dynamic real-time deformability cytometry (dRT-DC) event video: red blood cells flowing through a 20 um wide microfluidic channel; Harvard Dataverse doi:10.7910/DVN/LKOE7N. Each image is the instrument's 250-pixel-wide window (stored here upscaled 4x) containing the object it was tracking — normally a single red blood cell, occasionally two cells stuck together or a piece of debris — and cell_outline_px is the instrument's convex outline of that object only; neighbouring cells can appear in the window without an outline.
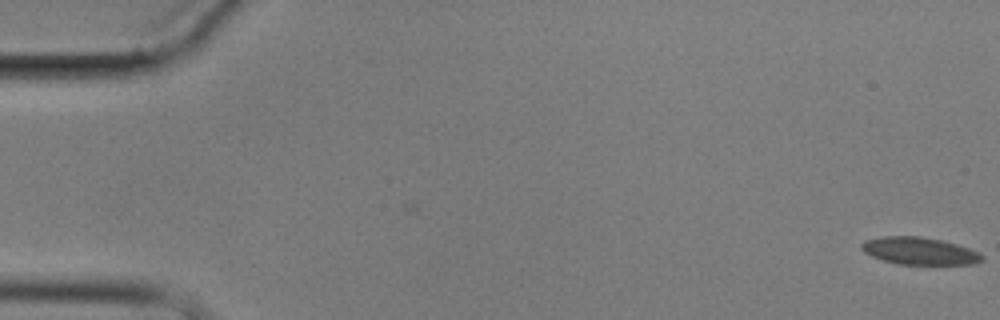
{"species": "common noctule bat (a hibernating species)", "species_latin": "Nyctalus noctula", "temperature_condition": "cold", "stored_images_in_passage": 5, "camera_frame_rate_fps": 3000, "um_per_image_px": 0.085, "animal": {"sex": "male", "body_mass_g": 17.9}, "frame": {"image": 1, "passage_image": 1, "time_ms": 0.0, "image_size_px": [1000, 320], "cell_outline_px": [[984, 260], [972, 264], [896, 264], [872, 256], [864, 252], [860, 248], [860, 244], [864, 240], [880, 236], [920, 236], [940, 240], [956, 244], [980, 252], [984, 256]], "centroid_in_image_um": [78.13, 21.32], "position_along_channel_um": 6.9, "area_um2": 19.25}}
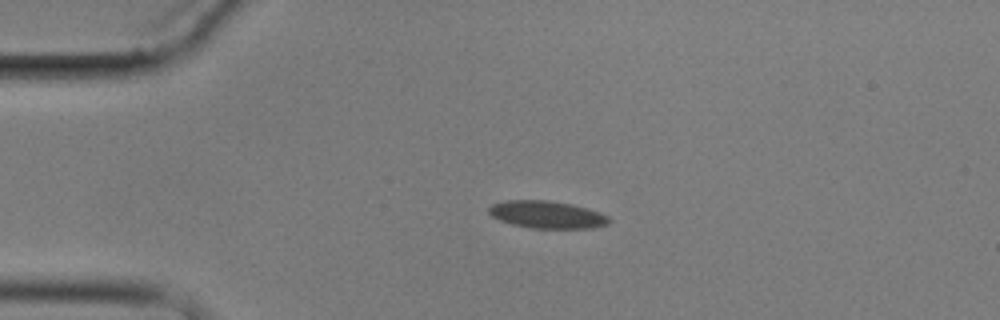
{"frame": {"image": 2, "passage_image": 4, "time_ms": 4.333, "image_size_px": [1000, 320], "cell_outline_px": [[612, 220], [608, 224], [592, 228], [532, 228], [512, 224], [500, 220], [492, 216], [488, 212], [488, 208], [492, 204], [504, 200], [548, 200], [572, 204], [588, 208], [600, 212], [608, 216]], "centroid_in_image_um": [46.51, 18.23], "position_along_channel_um": 38.5, "area_um2": 19.31}}